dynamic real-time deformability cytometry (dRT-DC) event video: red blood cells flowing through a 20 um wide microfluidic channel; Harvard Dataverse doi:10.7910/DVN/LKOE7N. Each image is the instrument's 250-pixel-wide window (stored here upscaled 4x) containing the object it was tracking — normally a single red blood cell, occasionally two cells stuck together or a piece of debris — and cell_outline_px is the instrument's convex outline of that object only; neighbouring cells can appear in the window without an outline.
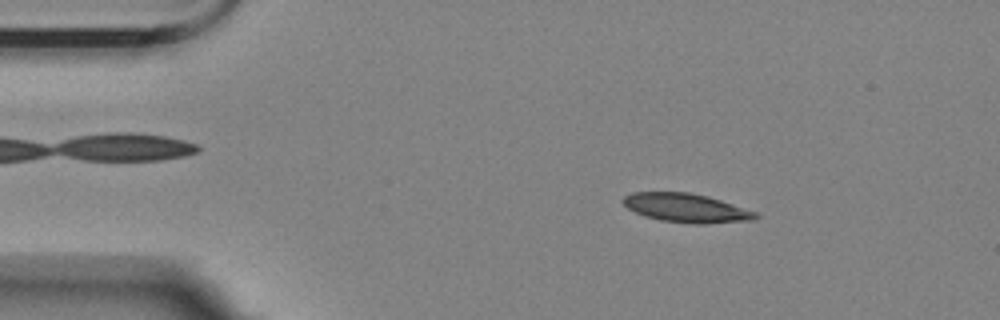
{"species": "Egyptian fruit bat (a non-hibernating species)", "species_latin": "Rousettus aegyptiacus", "temperature_condition": "room temperature", "stored_images_in_passage": 17, "camera_frame_rate_fps": 3000, "um_per_image_px": 0.085, "animal": {"sex": "female"}, "frame": {"image": 1, "passage_image": 8, "time_ms": 2.333, "image_size_px": [1000, 320], "cell_outline_px": [[760, 216], [756, 220], [708, 224], [692, 224], [660, 220], [644, 216], [628, 208], [620, 200], [624, 196], [632, 192], [688, 192], [708, 196], [756, 212]], "centroid_in_image_um": [58.34, 17.68], "position_along_channel_um": 26.7, "area_um2": 22.43}}
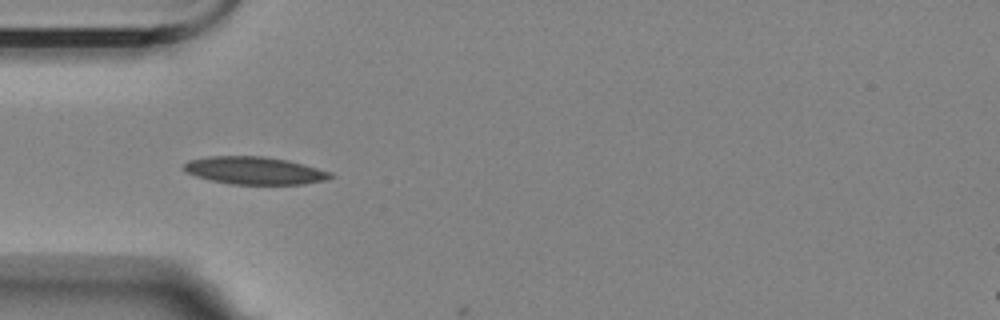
{"frame": {"image": 2, "passage_image": 16, "time_ms": 5.0, "image_size_px": [1000, 320], "cell_outline_px": [[336, 176], [324, 180], [304, 184], [232, 184], [212, 180], [196, 176], [184, 172], [180, 168], [188, 160], [208, 156], [264, 156], [288, 160], [304, 164], [332, 172]], "centroid_in_image_um": [21.62, 14.49], "position_along_channel_um": 63.4, "area_um2": 23.76}}